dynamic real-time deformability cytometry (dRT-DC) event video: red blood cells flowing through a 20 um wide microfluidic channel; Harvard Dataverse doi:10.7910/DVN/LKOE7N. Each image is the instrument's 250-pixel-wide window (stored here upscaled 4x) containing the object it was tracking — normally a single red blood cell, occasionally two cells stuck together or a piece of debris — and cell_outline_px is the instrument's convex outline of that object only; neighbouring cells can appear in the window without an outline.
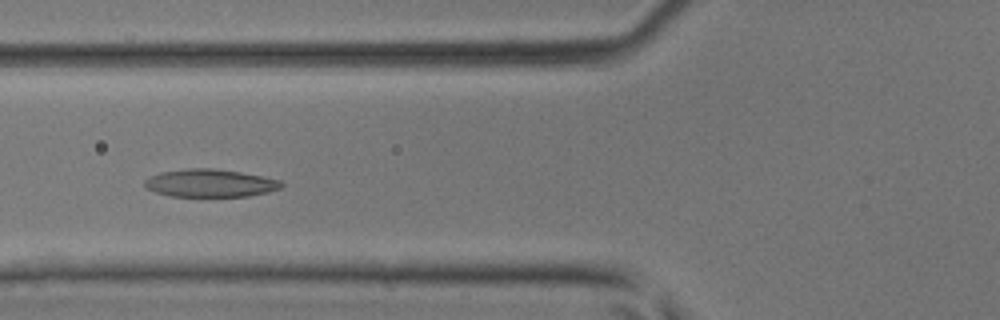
{"species": "common noctule bat (a hibernating species)", "species_latin": "Nyctalus noctula", "temperature_condition": "room temperature", "stored_images_in_passage": 34, "camera_frame_rate_fps": 3000, "um_per_image_px": 0.085, "animal": {"sex": "male", "body_mass_g": 17.9, "forearm_length_mm": 54.2}, "frame": {"image": 1, "passage_image": 7, "time_ms": 2.0, "image_size_px": [1000, 320], "cell_outline_px": [[284, 184], [280, 188], [268, 192], [248, 196], [172, 196], [156, 192], [148, 188], [144, 184], [144, 180], [160, 172], [188, 168], [216, 168], [264, 176], [280, 180]], "centroid_in_image_um": [17.89, 15.55], "position_along_channel_um": 107.9, "area_um2": 22.08}}
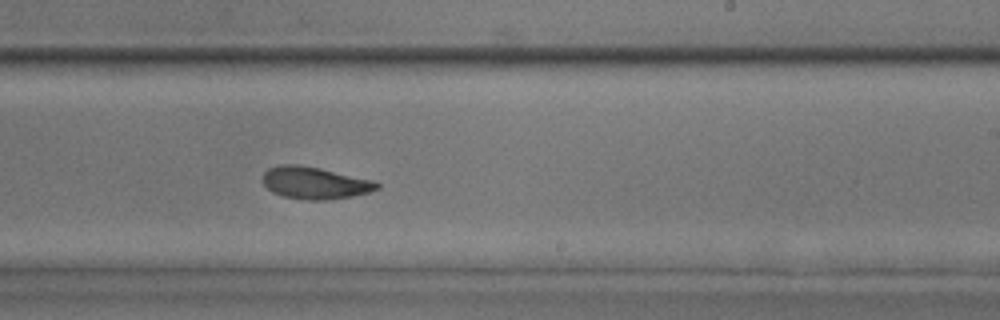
{"frame": {"image": 2, "passage_image": 17, "time_ms": 5.333, "image_size_px": [1000, 320], "cell_outline_px": [[380, 188], [368, 192], [352, 196], [324, 200], [308, 200], [284, 196], [272, 192], [264, 184], [264, 172], [268, 168], [280, 164], [296, 164], [320, 168], [372, 180], [380, 184]], "centroid_in_image_um": [26.75, 15.54], "position_along_channel_um": 262.2, "area_um2": 21.15}}
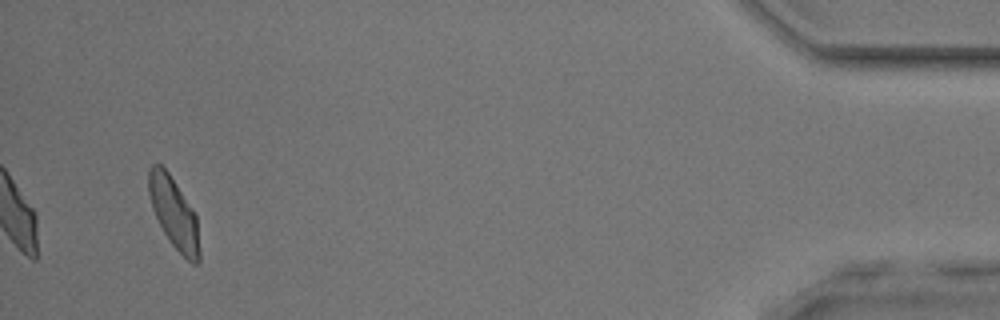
{"frame": {"image": 3, "passage_image": 32, "time_ms": 10.333, "image_size_px": [1000, 320], "cell_outline_px": [[200, 260], [196, 264], [192, 264], [172, 244], [164, 232], [152, 208], [148, 192], [148, 168], [152, 164], [160, 164], [168, 172], [196, 216], [200, 252]], "centroid_in_image_um": [14.77, 18.11], "position_along_channel_um": 420.4, "area_um2": 20.52}}